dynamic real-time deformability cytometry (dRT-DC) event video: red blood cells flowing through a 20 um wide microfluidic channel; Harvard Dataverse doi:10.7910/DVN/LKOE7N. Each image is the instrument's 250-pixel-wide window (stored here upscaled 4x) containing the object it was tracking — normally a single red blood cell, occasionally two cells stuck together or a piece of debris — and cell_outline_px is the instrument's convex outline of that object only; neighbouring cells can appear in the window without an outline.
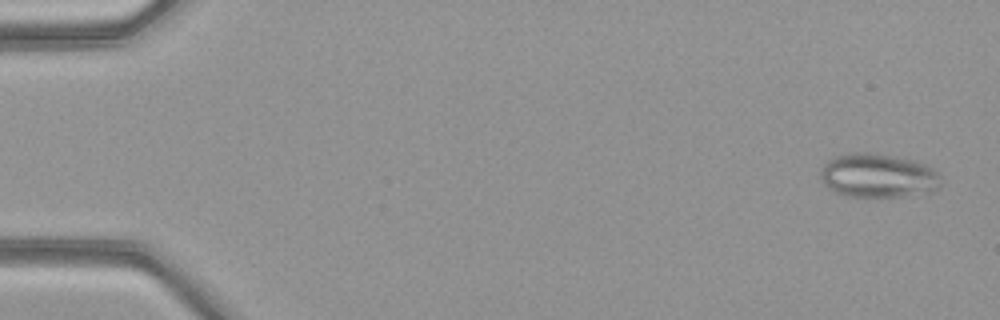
{"species": "common noctule bat (a hibernating species)", "species_latin": "Nyctalus noctula", "temperature_condition": "warm", "stored_images_in_passage": 50, "camera_frame_rate_fps": 3000, "um_per_image_px": 0.085, "animal": {"sex": "female", "body_mass_g": 21.9}, "frame": {"image": 1, "passage_image": 2, "time_ms": 0.333, "image_size_px": [1000, 320], "cell_outline_px": [[940, 188], [932, 192], [904, 196], [848, 196], [836, 192], [828, 188], [824, 184], [820, 176], [820, 172], [824, 164], [828, 160], [836, 156], [852, 152], [876, 152], [916, 160], [932, 168], [940, 176]], "centroid_in_image_um": [74.65, 14.91], "position_along_channel_um": 10.4, "area_um2": 31.1}}
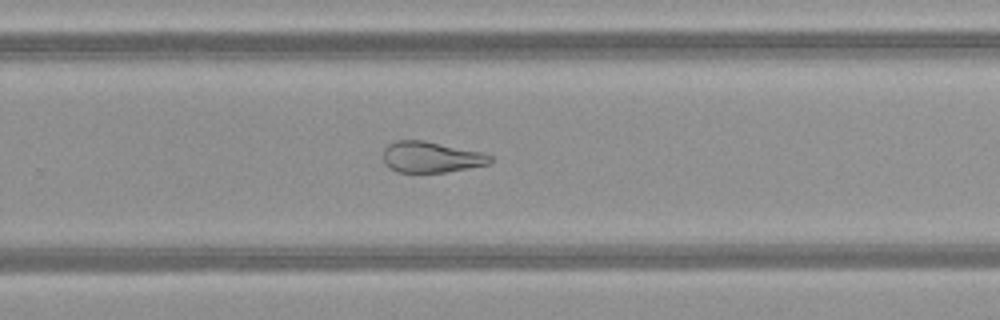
{"frame": {"image": 2, "passage_image": 33, "time_ms": 10.667, "image_size_px": [1000, 320], "cell_outline_px": [[492, 160], [488, 164], [468, 168], [444, 172], [396, 172], [384, 164], [384, 148], [388, 144], [396, 140], [424, 140], [480, 152], [492, 156]], "centroid_in_image_um": [36.6, 13.35], "position_along_channel_um": 293.2, "area_um2": 19.19}}
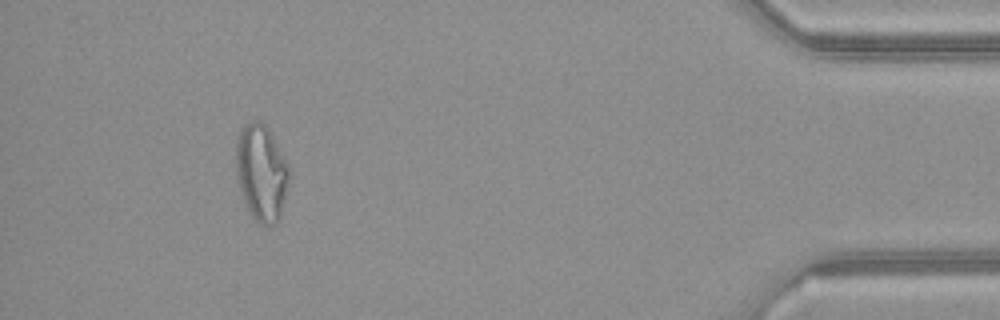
{"frame": {"image": 3, "passage_image": 46, "time_ms": 15.0, "image_size_px": [1000, 320], "cell_outline_px": [[288, 184], [280, 216], [276, 224], [264, 228], [256, 224], [240, 192], [236, 180], [236, 140], [244, 124], [252, 120], [256, 120], [264, 124], [268, 128], [284, 156], [288, 168]], "centroid_in_image_um": [22.19, 14.72], "position_along_channel_um": 413.0, "area_um2": 30.06}, "authors_computed_cell_mechanics": {"area_um2": 27.455, "velocity_mm_per_s": 4.159, "shape_relaxation_time_tau1_ms": null, "shape_relaxation_time_tau2_ms": 2.2399, "deformation_change_tau1": null, "deformation_change_tau2": 0.1111}}